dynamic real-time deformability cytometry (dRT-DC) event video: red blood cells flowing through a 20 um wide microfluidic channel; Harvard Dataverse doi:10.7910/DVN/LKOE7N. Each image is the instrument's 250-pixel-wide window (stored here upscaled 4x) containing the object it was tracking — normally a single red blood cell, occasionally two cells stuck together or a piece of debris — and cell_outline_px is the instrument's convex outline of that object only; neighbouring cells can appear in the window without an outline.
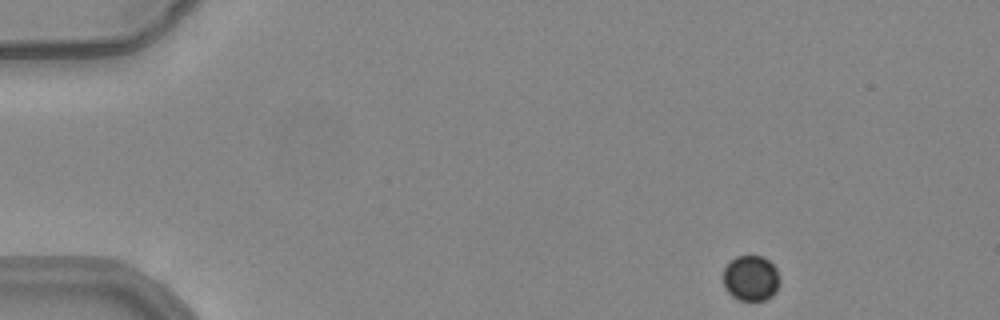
{"species": "common noctule bat (a hibernating species)", "species_latin": "Nyctalus noctula", "temperature_condition": "warm", "stored_images_in_passage": 48, "camera_frame_rate_fps": 3000, "um_per_image_px": 0.085, "animal": {"sex": "female", "body_mass_g": 24.6, "forearm_length_mm": 56.2}, "frame": {"image": 1, "passage_image": 1, "time_ms": 0.0, "image_size_px": [1000, 320], "cell_outline_px": [[780, 280], [776, 292], [772, 296], [764, 300], [740, 300], [732, 296], [724, 288], [724, 268], [736, 256], [764, 256], [776, 268]], "centroid_in_image_um": [63.84, 23.65], "position_along_channel_um": 21.2, "area_um2": 14.97}}
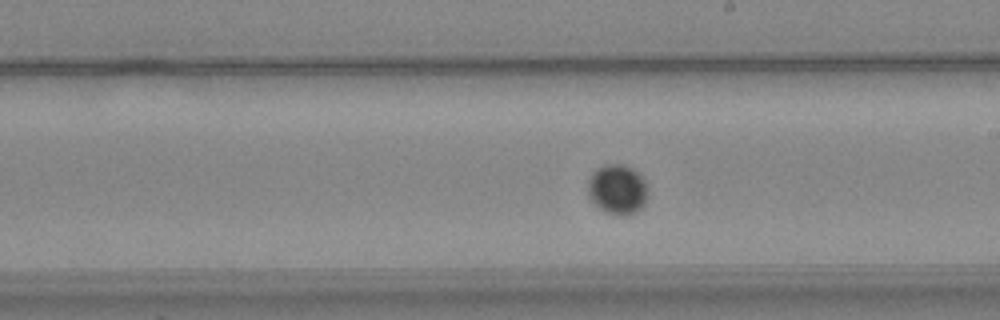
{"frame": {"image": 2, "passage_image": 26, "time_ms": 8.333, "image_size_px": [1000, 320], "cell_outline_px": [[648, 196], [644, 204], [632, 216], [616, 216], [604, 212], [596, 208], [592, 204], [588, 196], [588, 176], [596, 168], [604, 164], [624, 164], [632, 168], [644, 180], [648, 188]], "centroid_in_image_um": [52.45, 16.13], "position_along_channel_um": 236.6, "area_um2": 18.15}}
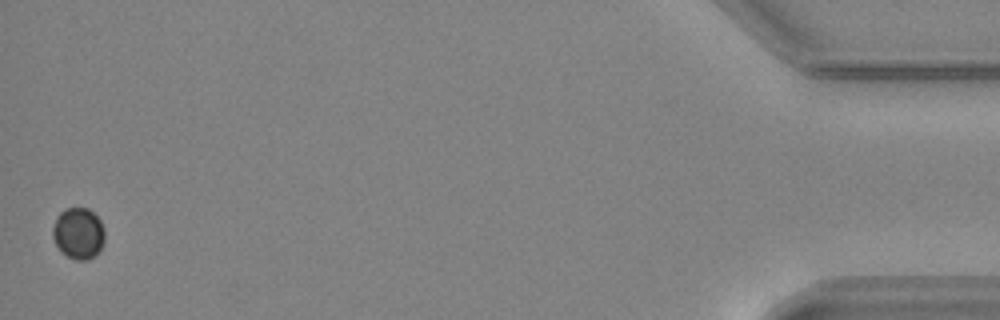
{"frame": {"image": 3, "passage_image": 48, "time_ms": 15.667, "image_size_px": [1000, 320], "cell_outline_px": [[104, 244], [100, 252], [88, 260], [76, 260], [68, 256], [56, 244], [52, 236], [52, 228], [56, 216], [64, 208], [88, 208], [100, 220], [104, 228]], "centroid_in_image_um": [6.68, 19.82], "position_along_channel_um": 428.5, "area_um2": 15.66}}